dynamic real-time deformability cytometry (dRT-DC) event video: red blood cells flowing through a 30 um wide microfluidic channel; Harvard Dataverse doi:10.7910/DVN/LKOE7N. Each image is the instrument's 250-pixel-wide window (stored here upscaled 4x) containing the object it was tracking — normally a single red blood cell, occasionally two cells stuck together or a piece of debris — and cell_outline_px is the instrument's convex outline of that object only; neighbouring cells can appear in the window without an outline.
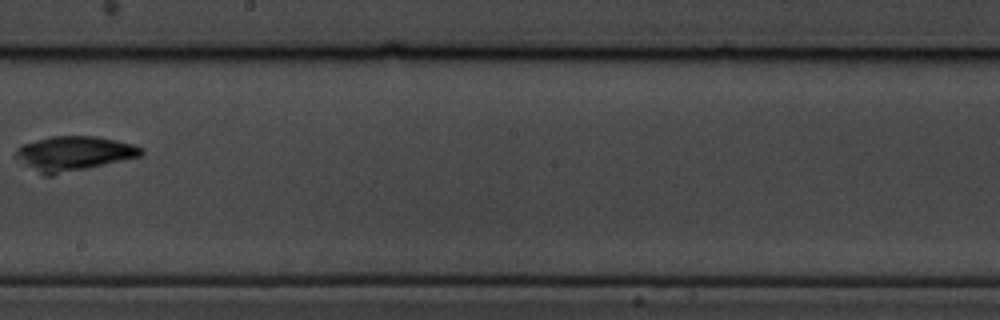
{"species": "common noctule bat (a hibernating species)", "species_latin": "Nyctalus noctula", "temperature_condition": "cold", "stored_images_in_passage": 10, "camera_frame_rate_fps": 3000, "um_per_image_px": 0.085, "animal": {"sex": "male", "body_mass_g": 19.5, "forearm_length_mm": 54.6}, "frame": {"image": 1, "passage_image": 9, "time_ms": 10.0, "image_size_px": [1000, 320], "cell_outline_px": [[144, 152], [140, 156], [52, 176], [40, 176], [16, 160], [16, 148], [20, 144], [52, 136], [92, 136], [116, 140], [132, 144], [144, 148]], "centroid_in_image_um": [6.18, 13.06], "position_along_channel_um": 242.0, "area_um2": 25.49}}
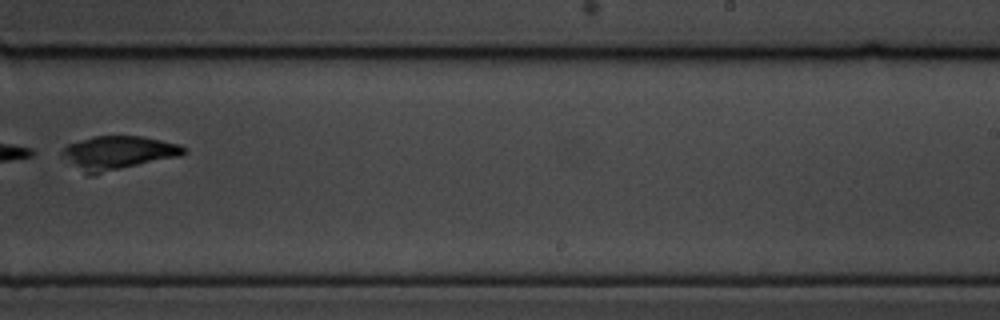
{"frame": {"image": 2, "passage_image": 10, "time_ms": 11.0, "image_size_px": [1000, 320], "cell_outline_px": [[188, 152], [180, 156], [92, 176], [84, 176], [60, 156], [60, 152], [68, 144], [92, 136], [140, 136], [180, 144], [188, 148]], "centroid_in_image_um": [9.99, 13.02], "position_along_channel_um": 279.0, "area_um2": 24.51}}